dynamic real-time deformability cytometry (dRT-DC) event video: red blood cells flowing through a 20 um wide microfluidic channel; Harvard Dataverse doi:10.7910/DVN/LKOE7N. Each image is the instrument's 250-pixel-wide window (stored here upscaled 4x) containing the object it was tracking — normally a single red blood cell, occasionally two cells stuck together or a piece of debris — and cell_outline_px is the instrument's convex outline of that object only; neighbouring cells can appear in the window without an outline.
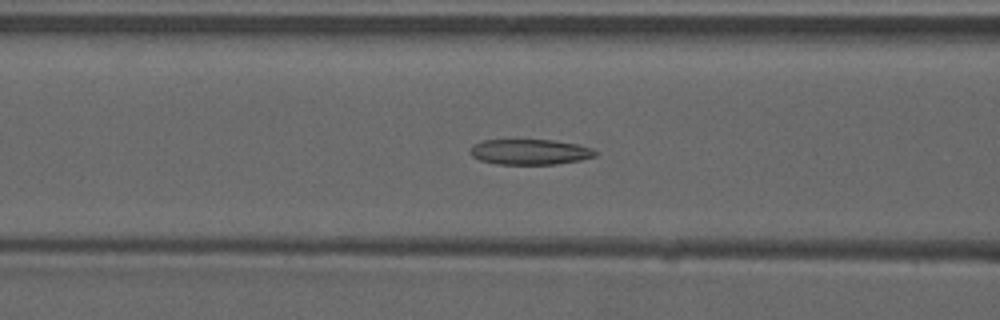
{"species": "common noctule bat (a hibernating species)", "species_latin": "Nyctalus noctula", "temperature_condition": "warm", "stored_images_in_passage": 53, "camera_frame_rate_fps": 3000, "um_per_image_px": 0.085, "animal": {"sex": "male", "forearm_length_mm": 52.5}, "frame": {"image": 1, "passage_image": 22, "time_ms": 7.0, "image_size_px": [1000, 320], "cell_outline_px": [[596, 156], [580, 160], [556, 164], [496, 164], [480, 160], [472, 156], [468, 152], [472, 144], [484, 140], [552, 140], [576, 144], [592, 148], [596, 152]], "centroid_in_image_um": [45.0, 12.91], "position_along_channel_um": 121.6, "area_um2": 18.55}}
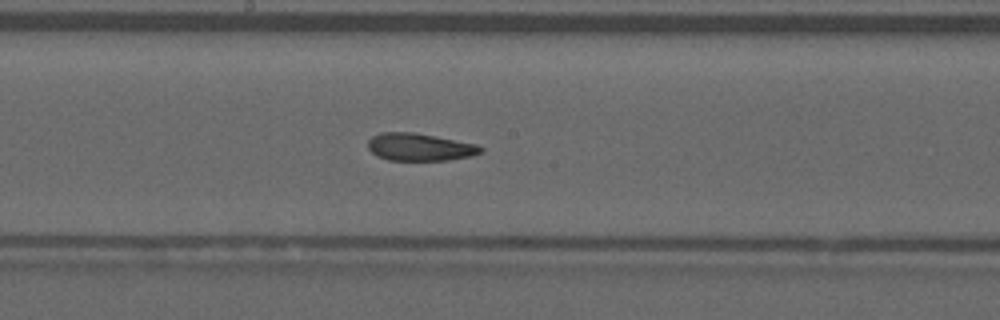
{"frame": {"image": 2, "passage_image": 29, "time_ms": 9.333, "image_size_px": [1000, 320], "cell_outline_px": [[484, 152], [472, 156], [448, 160], [388, 160], [376, 156], [368, 148], [368, 140], [372, 136], [380, 132], [416, 132], [476, 144], [484, 148]], "centroid_in_image_um": [35.68, 12.49], "position_along_channel_um": 212.5, "area_um2": 18.26}}
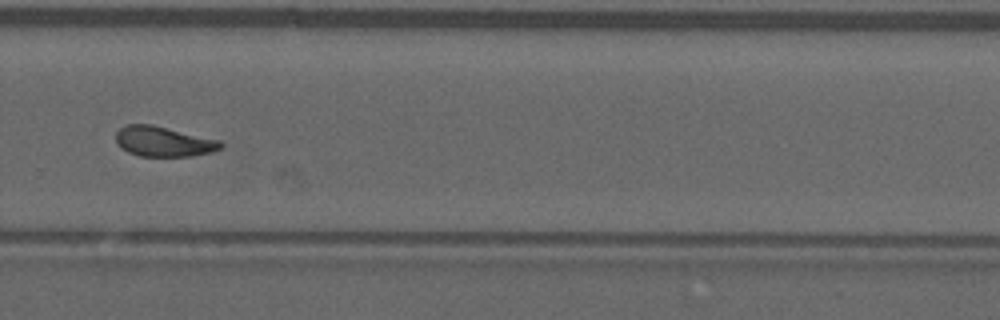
{"frame": {"image": 3, "passage_image": 37, "time_ms": 12.0, "image_size_px": [1000, 320], "cell_outline_px": [[224, 144], [220, 148], [212, 152], [188, 156], [140, 156], [128, 152], [120, 148], [116, 144], [116, 132], [120, 128], [128, 124], [152, 124], [220, 140]], "centroid_in_image_um": [13.87, 12.02], "position_along_channel_um": 315.9, "area_um2": 18.44}, "authors_computed_cell_mechanics": {"area_um2": 18.9006, "velocity_mm_per_s": 3.8942, "shape_relaxation_time_tau1_ms": null, "shape_relaxation_time_tau2_ms": 1.8406, "deformation_change_tau1": null, "deformation_change_tau2": 0.0808}}